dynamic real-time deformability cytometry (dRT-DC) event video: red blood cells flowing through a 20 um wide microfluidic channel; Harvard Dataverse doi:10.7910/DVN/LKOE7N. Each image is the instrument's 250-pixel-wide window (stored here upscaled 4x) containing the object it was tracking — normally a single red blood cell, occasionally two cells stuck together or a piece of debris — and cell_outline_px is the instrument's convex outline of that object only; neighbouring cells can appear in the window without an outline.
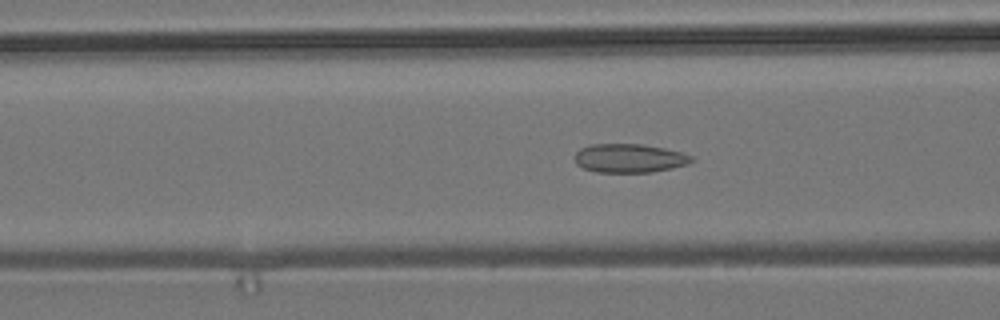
{"species": "common noctule bat (a hibernating species)", "species_latin": "Nyctalus noctula", "temperature_condition": "room temperature", "stored_images_in_passage": 41, "camera_frame_rate_fps": 3000, "um_per_image_px": 0.085, "animal": {"sex": "male", "body_mass_g": 19.2, "forearm_length_mm": 51.8}, "frame": {"image": 1, "passage_image": 7, "time_ms": 2.0, "image_size_px": [1000, 320], "cell_outline_px": [[696, 160], [688, 164], [672, 168], [652, 172], [596, 172], [584, 168], [576, 164], [576, 152], [580, 148], [588, 144], [644, 144], [664, 148], [680, 152], [692, 156]], "centroid_in_image_um": [53.51, 13.44], "position_along_channel_um": 113.1, "area_um2": 19.65}}
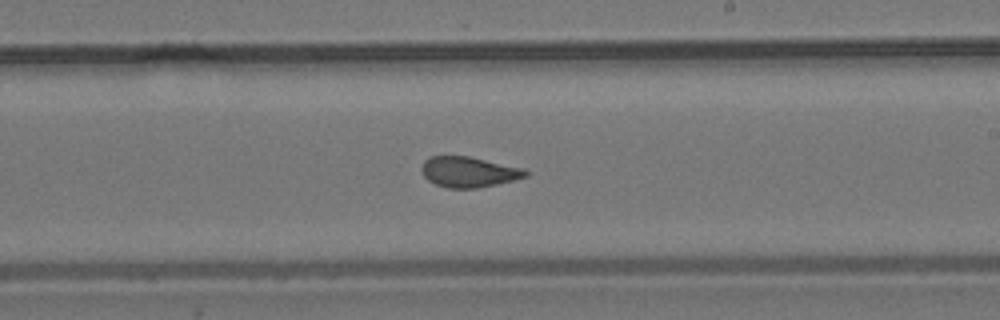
{"frame": {"image": 2, "passage_image": 18, "time_ms": 5.667, "image_size_px": [1000, 320], "cell_outline_px": [[528, 176], [496, 184], [476, 188], [448, 188], [436, 184], [428, 180], [424, 176], [420, 168], [424, 160], [428, 156], [468, 156], [520, 168], [528, 172]], "centroid_in_image_um": [39.77, 14.61], "position_along_channel_um": 249.2, "area_um2": 18.21}}
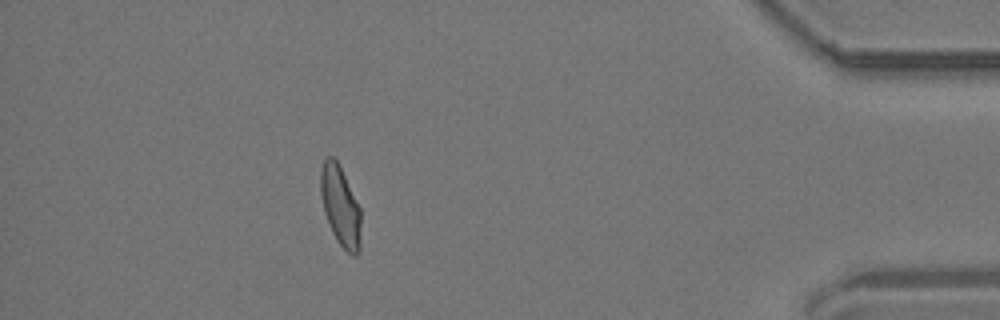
{"frame": {"image": 3, "passage_image": 35, "time_ms": 11.333, "image_size_px": [1000, 320], "cell_outline_px": [[360, 252], [356, 256], [352, 256], [336, 240], [332, 232], [324, 212], [320, 196], [320, 172], [324, 160], [328, 156], [332, 156], [336, 160], [360, 208]], "centroid_in_image_um": [28.92, 17.55], "position_along_channel_um": 406.3, "area_um2": 18.61}, "authors_computed_cell_mechanics": {"area_um2": 18.9006, "velocity_mm_per_s": 3.7141, "shape_relaxation_time_tau1_ms": null, "shape_relaxation_time_tau2_ms": 1.5922, "deformation_change_tau1": null, "deformation_change_tau2": 0.0596}}